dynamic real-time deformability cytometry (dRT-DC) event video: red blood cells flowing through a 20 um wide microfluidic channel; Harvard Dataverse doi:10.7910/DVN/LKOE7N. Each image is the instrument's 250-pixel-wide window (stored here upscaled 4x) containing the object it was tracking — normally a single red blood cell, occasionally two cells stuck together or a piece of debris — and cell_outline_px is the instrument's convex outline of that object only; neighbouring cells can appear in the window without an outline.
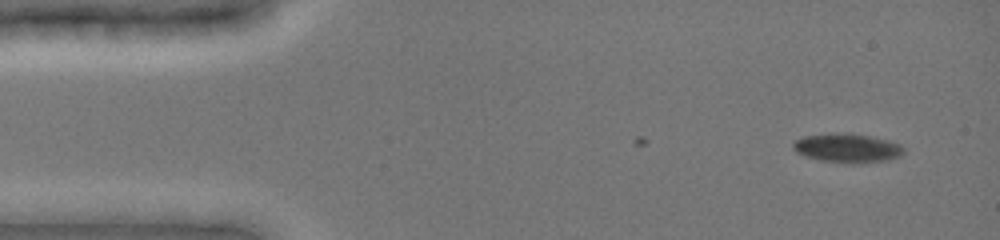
{"species": "common noctule bat (a hibernating species)", "species_latin": "Nyctalus noctula", "temperature_condition": "cold", "stored_images_in_passage": 3, "camera_frame_rate_fps": 3000, "um_per_image_px": 0.085, "animal": {"sex": "female", "body_mass_g": 19.0, "forearm_length_mm": 51.5}, "frame": {"image": 1, "passage_image": 1, "time_ms": 0.0, "image_size_px": [1000, 240], "cell_outline_px": [[904, 152], [900, 156], [884, 160], [860, 164], [820, 160], [804, 156], [796, 152], [792, 148], [792, 144], [796, 140], [804, 136], [868, 136], [888, 140], [900, 144], [904, 148]], "centroid_in_image_um": [72.05, 12.64], "position_along_channel_um": 13.0, "area_um2": 17.69}}